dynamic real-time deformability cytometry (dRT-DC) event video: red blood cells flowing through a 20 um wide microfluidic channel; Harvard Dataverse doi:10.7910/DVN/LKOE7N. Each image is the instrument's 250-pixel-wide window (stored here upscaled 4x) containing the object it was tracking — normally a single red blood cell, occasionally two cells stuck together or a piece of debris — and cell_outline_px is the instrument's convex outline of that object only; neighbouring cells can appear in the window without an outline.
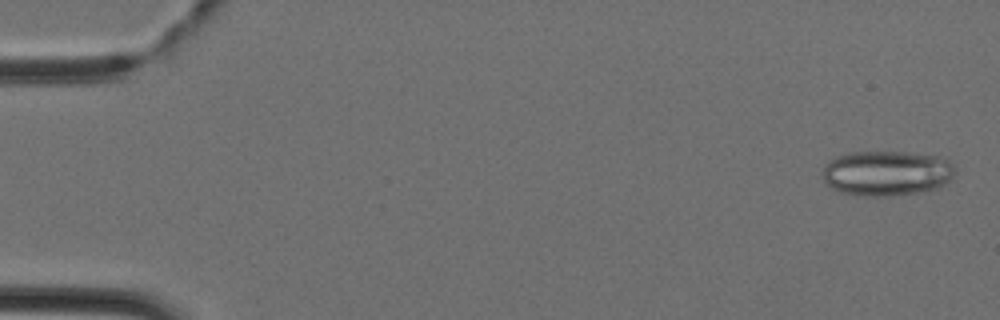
{"species": "Egyptian fruit bat (a non-hibernating species)", "species_latin": "Rousettus aegyptiacus", "temperature_condition": "cold", "stored_images_in_passage": 44, "camera_frame_rate_fps": 3000, "um_per_image_px": 0.085, "animal": {"sex": "female"}, "frame": {"image": 1, "passage_image": 2, "time_ms": 0.333, "image_size_px": [1000, 320], "cell_outline_px": [[956, 172], [944, 184], [936, 188], [916, 192], [888, 196], [864, 196], [840, 192], [824, 184], [824, 168], [836, 156], [852, 152], [908, 152], [936, 156], [948, 160], [952, 164]], "centroid_in_image_um": [75.36, 14.72], "position_along_channel_um": 9.6, "area_um2": 34.51}}
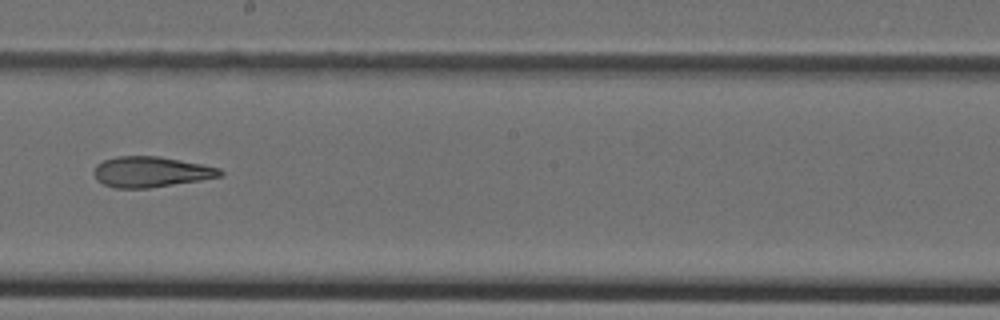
{"frame": {"image": 2, "passage_image": 26, "time_ms": 8.333, "image_size_px": [1000, 320], "cell_outline_px": [[224, 176], [200, 180], [148, 188], [116, 188], [104, 184], [96, 180], [92, 172], [96, 164], [104, 160], [116, 156], [160, 156], [220, 168], [224, 172]], "centroid_in_image_um": [12.81, 14.6], "position_along_channel_um": 235.4, "area_um2": 22.54}}
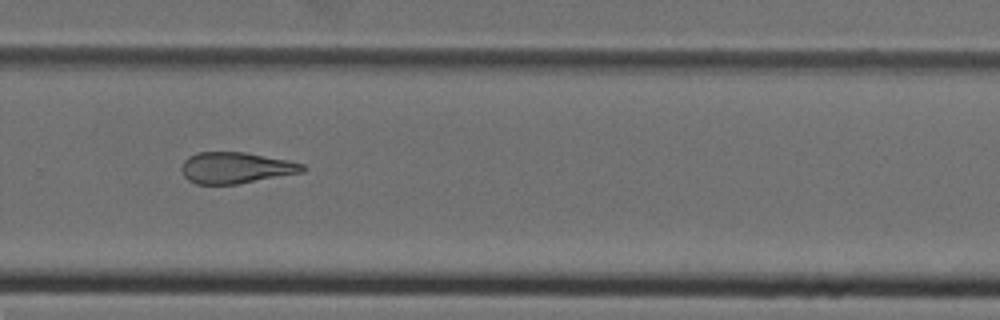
{"frame": {"image": 3, "passage_image": 31, "time_ms": 10.0, "image_size_px": [1000, 320], "cell_outline_px": [[308, 168], [304, 172], [236, 184], [196, 184], [188, 180], [184, 176], [180, 168], [184, 160], [188, 156], [196, 152], [244, 152], [288, 160], [304, 164]], "centroid_in_image_um": [20.04, 14.26], "position_along_channel_um": 309.8, "area_um2": 22.14}}